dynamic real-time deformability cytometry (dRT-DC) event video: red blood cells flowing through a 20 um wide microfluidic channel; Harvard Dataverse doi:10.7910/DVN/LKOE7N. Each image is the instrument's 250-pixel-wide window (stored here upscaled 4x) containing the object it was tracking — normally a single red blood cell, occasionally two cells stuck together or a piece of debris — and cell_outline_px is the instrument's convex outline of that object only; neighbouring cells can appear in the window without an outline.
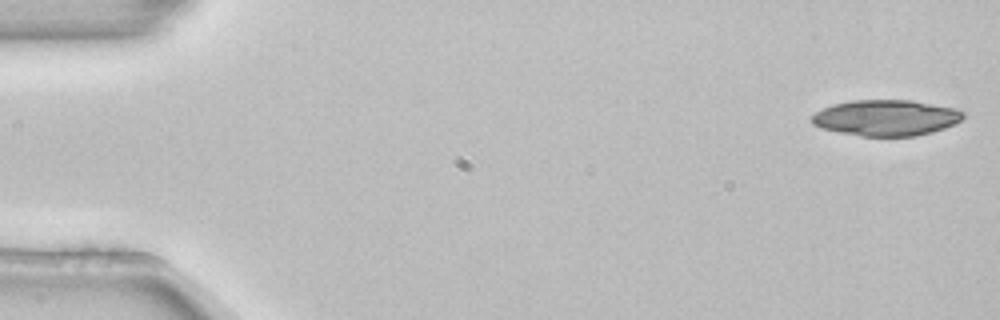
{"species": "common noctule bat (a hibernating species)", "species_latin": "Nyctalus noctula", "temperature_condition": "room temperature", "stored_images_in_passage": 4, "camera_frame_rate_fps": 3000, "um_per_image_px": 0.085, "animal": {"sex": "female", "body_mass_g": 22.7, "forearm_length_mm": 54.2}, "frame": {"image": 1, "passage_image": 1, "time_ms": 0.0, "image_size_px": [1000, 320], "cell_outline_px": [[964, 116], [960, 120], [944, 128], [932, 132], [916, 136], [860, 136], [820, 128], [812, 124], [812, 116], [816, 112], [832, 104], [852, 100], [912, 100], [956, 108], [964, 112]], "centroid_in_image_um": [75.31, 10.01], "position_along_channel_um": 9.7, "area_um2": 31.67}}